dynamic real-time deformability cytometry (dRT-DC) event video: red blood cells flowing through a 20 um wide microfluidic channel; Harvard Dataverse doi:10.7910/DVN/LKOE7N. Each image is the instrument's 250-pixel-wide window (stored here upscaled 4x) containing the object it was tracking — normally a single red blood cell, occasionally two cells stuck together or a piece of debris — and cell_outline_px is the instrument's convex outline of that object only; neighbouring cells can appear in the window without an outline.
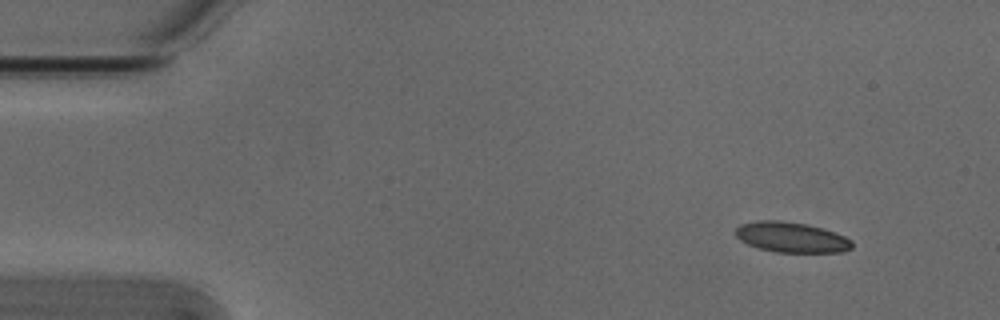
{"species": "Egyptian fruit bat (a non-hibernating species)", "species_latin": "Rousettus aegyptiacus", "temperature_condition": "cold", "stored_images_in_passage": 5, "camera_frame_rate_fps": 3000, "um_per_image_px": 0.085, "animal": {"sex": "male"}, "frame": {"image": 1, "passage_image": 1, "time_ms": 0.0, "image_size_px": [1000, 320], "cell_outline_px": [[852, 248], [844, 252], [776, 252], [756, 248], [740, 240], [736, 236], [736, 228], [740, 224], [760, 220], [780, 220], [808, 224], [836, 232], [852, 240]], "centroid_in_image_um": [67.28, 20.16], "position_along_channel_um": 17.7, "area_um2": 20.75}}